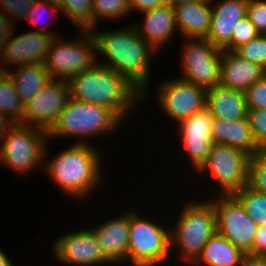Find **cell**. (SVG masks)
I'll list each match as a JSON object with an SVG mask.
<instances>
[{"mask_svg": "<svg viewBox=\"0 0 266 266\" xmlns=\"http://www.w3.org/2000/svg\"><path fill=\"white\" fill-rule=\"evenodd\" d=\"M95 30L98 29L92 28L90 32L96 42V51L103 55L102 58L105 56V59H108L105 61L98 59L97 64L124 76L142 93V100H146L151 56L157 51L143 40L134 24L112 31Z\"/></svg>", "mask_w": 266, "mask_h": 266, "instance_id": "6da1fadb", "label": "cell"}, {"mask_svg": "<svg viewBox=\"0 0 266 266\" xmlns=\"http://www.w3.org/2000/svg\"><path fill=\"white\" fill-rule=\"evenodd\" d=\"M48 144L44 150V171L53 183L60 187L62 193L70 198L84 199L90 197L98 184L103 182V163L99 151L85 143H73L52 158H48ZM98 151V152H97ZM50 159L49 161H45ZM46 168V169H45ZM86 196V197H85Z\"/></svg>", "mask_w": 266, "mask_h": 266, "instance_id": "7a4b0ae2", "label": "cell"}, {"mask_svg": "<svg viewBox=\"0 0 266 266\" xmlns=\"http://www.w3.org/2000/svg\"><path fill=\"white\" fill-rule=\"evenodd\" d=\"M68 83L73 100L109 108L121 119L128 116L136 101H142V93L124 76L99 64L72 76Z\"/></svg>", "mask_w": 266, "mask_h": 266, "instance_id": "3957f363", "label": "cell"}, {"mask_svg": "<svg viewBox=\"0 0 266 266\" xmlns=\"http://www.w3.org/2000/svg\"><path fill=\"white\" fill-rule=\"evenodd\" d=\"M190 200L186 201L175 227L170 230L171 253L179 247V258L188 265L197 260L203 246L217 232L216 212L210 199Z\"/></svg>", "mask_w": 266, "mask_h": 266, "instance_id": "277c9868", "label": "cell"}, {"mask_svg": "<svg viewBox=\"0 0 266 266\" xmlns=\"http://www.w3.org/2000/svg\"><path fill=\"white\" fill-rule=\"evenodd\" d=\"M122 119L109 108L78 100L69 99L48 134V141L53 137H79L76 143L88 144L89 136H104L121 126ZM121 123V124H120ZM88 136V137H87ZM85 141V142H84Z\"/></svg>", "mask_w": 266, "mask_h": 266, "instance_id": "5b68a950", "label": "cell"}, {"mask_svg": "<svg viewBox=\"0 0 266 266\" xmlns=\"http://www.w3.org/2000/svg\"><path fill=\"white\" fill-rule=\"evenodd\" d=\"M79 31L82 39L64 41L60 37L53 38L44 62L51 79L68 81L77 73L90 70L97 64L94 36L90 30Z\"/></svg>", "mask_w": 266, "mask_h": 266, "instance_id": "8992f818", "label": "cell"}, {"mask_svg": "<svg viewBox=\"0 0 266 266\" xmlns=\"http://www.w3.org/2000/svg\"><path fill=\"white\" fill-rule=\"evenodd\" d=\"M172 257L170 229L158 225L134 209L130 210L129 263L131 266H159Z\"/></svg>", "mask_w": 266, "mask_h": 266, "instance_id": "52a82bcc", "label": "cell"}, {"mask_svg": "<svg viewBox=\"0 0 266 266\" xmlns=\"http://www.w3.org/2000/svg\"><path fill=\"white\" fill-rule=\"evenodd\" d=\"M48 142L45 130L13 124L0 145V165L23 175L40 167Z\"/></svg>", "mask_w": 266, "mask_h": 266, "instance_id": "ba28073f", "label": "cell"}, {"mask_svg": "<svg viewBox=\"0 0 266 266\" xmlns=\"http://www.w3.org/2000/svg\"><path fill=\"white\" fill-rule=\"evenodd\" d=\"M178 78L206 90L220 85L222 49L206 38H183Z\"/></svg>", "mask_w": 266, "mask_h": 266, "instance_id": "9c48e42d", "label": "cell"}, {"mask_svg": "<svg viewBox=\"0 0 266 266\" xmlns=\"http://www.w3.org/2000/svg\"><path fill=\"white\" fill-rule=\"evenodd\" d=\"M250 157L237 147L214 143L206 162L197 173L202 176L211 173L215 183L218 182L217 186H220L218 195H232L248 184Z\"/></svg>", "mask_w": 266, "mask_h": 266, "instance_id": "30bf717a", "label": "cell"}, {"mask_svg": "<svg viewBox=\"0 0 266 266\" xmlns=\"http://www.w3.org/2000/svg\"><path fill=\"white\" fill-rule=\"evenodd\" d=\"M214 198L210 201L216 212L217 232L244 254H250L257 223L232 195H219Z\"/></svg>", "mask_w": 266, "mask_h": 266, "instance_id": "8fae6325", "label": "cell"}, {"mask_svg": "<svg viewBox=\"0 0 266 266\" xmlns=\"http://www.w3.org/2000/svg\"><path fill=\"white\" fill-rule=\"evenodd\" d=\"M70 98L68 81L51 79L31 100L24 104V115L20 124L36 127L48 133Z\"/></svg>", "mask_w": 266, "mask_h": 266, "instance_id": "7c38bea8", "label": "cell"}, {"mask_svg": "<svg viewBox=\"0 0 266 266\" xmlns=\"http://www.w3.org/2000/svg\"><path fill=\"white\" fill-rule=\"evenodd\" d=\"M162 83V84H161ZM158 86L159 107L175 123L190 117L206 106V89L180 78L165 79Z\"/></svg>", "mask_w": 266, "mask_h": 266, "instance_id": "4fadbf2b", "label": "cell"}, {"mask_svg": "<svg viewBox=\"0 0 266 266\" xmlns=\"http://www.w3.org/2000/svg\"><path fill=\"white\" fill-rule=\"evenodd\" d=\"M53 253L61 263L73 266H109L111 263L105 258L95 233L91 229L74 230L53 243Z\"/></svg>", "mask_w": 266, "mask_h": 266, "instance_id": "5bb4252c", "label": "cell"}, {"mask_svg": "<svg viewBox=\"0 0 266 266\" xmlns=\"http://www.w3.org/2000/svg\"><path fill=\"white\" fill-rule=\"evenodd\" d=\"M213 117L205 106L190 117L178 123L180 143L187 150L192 167L197 172L206 162L214 145L212 139L211 123Z\"/></svg>", "mask_w": 266, "mask_h": 266, "instance_id": "9a60e30c", "label": "cell"}, {"mask_svg": "<svg viewBox=\"0 0 266 266\" xmlns=\"http://www.w3.org/2000/svg\"><path fill=\"white\" fill-rule=\"evenodd\" d=\"M14 32L13 30L0 56V72H6L4 66L7 65L11 67L31 63L44 64L54 37L45 32L28 31L18 36H15Z\"/></svg>", "mask_w": 266, "mask_h": 266, "instance_id": "2e32d148", "label": "cell"}, {"mask_svg": "<svg viewBox=\"0 0 266 266\" xmlns=\"http://www.w3.org/2000/svg\"><path fill=\"white\" fill-rule=\"evenodd\" d=\"M105 258L114 266L129 261L130 211L91 227ZM127 262V263H126Z\"/></svg>", "mask_w": 266, "mask_h": 266, "instance_id": "e0dca14e", "label": "cell"}, {"mask_svg": "<svg viewBox=\"0 0 266 266\" xmlns=\"http://www.w3.org/2000/svg\"><path fill=\"white\" fill-rule=\"evenodd\" d=\"M142 21L134 22L140 36L157 53L160 48L170 43V39L178 31L174 7L169 3L141 12ZM141 22V23H140ZM142 24V25H141Z\"/></svg>", "mask_w": 266, "mask_h": 266, "instance_id": "ac0fdd59", "label": "cell"}, {"mask_svg": "<svg viewBox=\"0 0 266 266\" xmlns=\"http://www.w3.org/2000/svg\"><path fill=\"white\" fill-rule=\"evenodd\" d=\"M248 0H223L211 6V23L208 39L223 49L230 41L236 23L247 15ZM214 5V7H213Z\"/></svg>", "mask_w": 266, "mask_h": 266, "instance_id": "d6986e66", "label": "cell"}, {"mask_svg": "<svg viewBox=\"0 0 266 266\" xmlns=\"http://www.w3.org/2000/svg\"><path fill=\"white\" fill-rule=\"evenodd\" d=\"M220 85L245 92L266 71L251 61H247L236 51L223 50L221 54Z\"/></svg>", "mask_w": 266, "mask_h": 266, "instance_id": "ffe728a7", "label": "cell"}, {"mask_svg": "<svg viewBox=\"0 0 266 266\" xmlns=\"http://www.w3.org/2000/svg\"><path fill=\"white\" fill-rule=\"evenodd\" d=\"M213 0H198L174 7L176 24L185 38H207Z\"/></svg>", "mask_w": 266, "mask_h": 266, "instance_id": "44dd1931", "label": "cell"}, {"mask_svg": "<svg viewBox=\"0 0 266 266\" xmlns=\"http://www.w3.org/2000/svg\"><path fill=\"white\" fill-rule=\"evenodd\" d=\"M206 107L213 118L234 121L247 117L245 92L221 85L206 90Z\"/></svg>", "mask_w": 266, "mask_h": 266, "instance_id": "7402d4cb", "label": "cell"}, {"mask_svg": "<svg viewBox=\"0 0 266 266\" xmlns=\"http://www.w3.org/2000/svg\"><path fill=\"white\" fill-rule=\"evenodd\" d=\"M211 131L214 143L237 147L250 156L260 151L253 140L248 117L234 121L213 118Z\"/></svg>", "mask_w": 266, "mask_h": 266, "instance_id": "603a6c76", "label": "cell"}, {"mask_svg": "<svg viewBox=\"0 0 266 266\" xmlns=\"http://www.w3.org/2000/svg\"><path fill=\"white\" fill-rule=\"evenodd\" d=\"M16 67L15 71H11V69L9 71V67L6 68V73L13 80L20 100L23 104H26L51 78L44 64L41 63H31Z\"/></svg>", "mask_w": 266, "mask_h": 266, "instance_id": "cb8c5ba5", "label": "cell"}, {"mask_svg": "<svg viewBox=\"0 0 266 266\" xmlns=\"http://www.w3.org/2000/svg\"><path fill=\"white\" fill-rule=\"evenodd\" d=\"M244 256L241 250L215 232L203 246L200 256L192 265L240 266Z\"/></svg>", "mask_w": 266, "mask_h": 266, "instance_id": "d4e9b609", "label": "cell"}, {"mask_svg": "<svg viewBox=\"0 0 266 266\" xmlns=\"http://www.w3.org/2000/svg\"><path fill=\"white\" fill-rule=\"evenodd\" d=\"M24 106L13 80L6 72H0V114L13 124H20L24 115Z\"/></svg>", "mask_w": 266, "mask_h": 266, "instance_id": "484cf974", "label": "cell"}, {"mask_svg": "<svg viewBox=\"0 0 266 266\" xmlns=\"http://www.w3.org/2000/svg\"><path fill=\"white\" fill-rule=\"evenodd\" d=\"M232 196L258 226H266V194L246 184L241 190L233 193Z\"/></svg>", "mask_w": 266, "mask_h": 266, "instance_id": "4316f807", "label": "cell"}, {"mask_svg": "<svg viewBox=\"0 0 266 266\" xmlns=\"http://www.w3.org/2000/svg\"><path fill=\"white\" fill-rule=\"evenodd\" d=\"M93 0H62L59 8L60 15L66 16L72 25L79 29L93 28Z\"/></svg>", "mask_w": 266, "mask_h": 266, "instance_id": "83f0119b", "label": "cell"}, {"mask_svg": "<svg viewBox=\"0 0 266 266\" xmlns=\"http://www.w3.org/2000/svg\"><path fill=\"white\" fill-rule=\"evenodd\" d=\"M93 28H97L98 20H119L130 14L129 0H93ZM118 18V19H117Z\"/></svg>", "mask_w": 266, "mask_h": 266, "instance_id": "f1b7e54d", "label": "cell"}, {"mask_svg": "<svg viewBox=\"0 0 266 266\" xmlns=\"http://www.w3.org/2000/svg\"><path fill=\"white\" fill-rule=\"evenodd\" d=\"M248 185L266 194V150H260L250 157Z\"/></svg>", "mask_w": 266, "mask_h": 266, "instance_id": "f546056e", "label": "cell"}, {"mask_svg": "<svg viewBox=\"0 0 266 266\" xmlns=\"http://www.w3.org/2000/svg\"><path fill=\"white\" fill-rule=\"evenodd\" d=\"M236 52L266 71V35L259 34L247 44L239 47Z\"/></svg>", "mask_w": 266, "mask_h": 266, "instance_id": "4dcf8cb0", "label": "cell"}, {"mask_svg": "<svg viewBox=\"0 0 266 266\" xmlns=\"http://www.w3.org/2000/svg\"><path fill=\"white\" fill-rule=\"evenodd\" d=\"M258 35L259 32L246 15L234 26L231 41L223 48V50L236 51L239 47L247 44L250 40L256 38Z\"/></svg>", "mask_w": 266, "mask_h": 266, "instance_id": "1f68e13d", "label": "cell"}, {"mask_svg": "<svg viewBox=\"0 0 266 266\" xmlns=\"http://www.w3.org/2000/svg\"><path fill=\"white\" fill-rule=\"evenodd\" d=\"M252 137L260 150H266V110L248 109Z\"/></svg>", "mask_w": 266, "mask_h": 266, "instance_id": "d6a6232c", "label": "cell"}, {"mask_svg": "<svg viewBox=\"0 0 266 266\" xmlns=\"http://www.w3.org/2000/svg\"><path fill=\"white\" fill-rule=\"evenodd\" d=\"M47 9V10H46ZM44 13H55V12H60V8L56 5L53 4H49L48 2L44 1V0H35V2L32 5L31 10L27 13L26 17L24 20L28 21L31 23L32 27L35 26L37 28H35V30L32 31H37V32H45L51 36L58 37L54 31H48L45 30L43 31V28H41V25L43 24L42 22V17L44 16ZM49 11V12H48ZM43 15V16H42ZM44 21V20H43ZM46 22V21H45ZM50 22V21H49ZM45 24V23H44ZM48 23H46L47 26ZM43 26V25H42Z\"/></svg>", "mask_w": 266, "mask_h": 266, "instance_id": "836d02e7", "label": "cell"}, {"mask_svg": "<svg viewBox=\"0 0 266 266\" xmlns=\"http://www.w3.org/2000/svg\"><path fill=\"white\" fill-rule=\"evenodd\" d=\"M248 109L266 110V74L245 91Z\"/></svg>", "mask_w": 266, "mask_h": 266, "instance_id": "e575fe53", "label": "cell"}, {"mask_svg": "<svg viewBox=\"0 0 266 266\" xmlns=\"http://www.w3.org/2000/svg\"><path fill=\"white\" fill-rule=\"evenodd\" d=\"M34 2L35 0H0V11L10 21L12 18L24 20Z\"/></svg>", "mask_w": 266, "mask_h": 266, "instance_id": "d590c367", "label": "cell"}, {"mask_svg": "<svg viewBox=\"0 0 266 266\" xmlns=\"http://www.w3.org/2000/svg\"><path fill=\"white\" fill-rule=\"evenodd\" d=\"M247 16L259 34L266 35V0H248Z\"/></svg>", "mask_w": 266, "mask_h": 266, "instance_id": "8d00e7d4", "label": "cell"}, {"mask_svg": "<svg viewBox=\"0 0 266 266\" xmlns=\"http://www.w3.org/2000/svg\"><path fill=\"white\" fill-rule=\"evenodd\" d=\"M250 255L266 256V226H258Z\"/></svg>", "mask_w": 266, "mask_h": 266, "instance_id": "74e56055", "label": "cell"}, {"mask_svg": "<svg viewBox=\"0 0 266 266\" xmlns=\"http://www.w3.org/2000/svg\"><path fill=\"white\" fill-rule=\"evenodd\" d=\"M7 19V17L0 11V56L5 50L6 43L11 36L13 30H15V23ZM14 24V25H13Z\"/></svg>", "mask_w": 266, "mask_h": 266, "instance_id": "f35d334b", "label": "cell"}, {"mask_svg": "<svg viewBox=\"0 0 266 266\" xmlns=\"http://www.w3.org/2000/svg\"><path fill=\"white\" fill-rule=\"evenodd\" d=\"M167 3L168 0H129L131 11L138 10L140 13Z\"/></svg>", "mask_w": 266, "mask_h": 266, "instance_id": "ab89813d", "label": "cell"}, {"mask_svg": "<svg viewBox=\"0 0 266 266\" xmlns=\"http://www.w3.org/2000/svg\"><path fill=\"white\" fill-rule=\"evenodd\" d=\"M240 266H266V256L245 254Z\"/></svg>", "mask_w": 266, "mask_h": 266, "instance_id": "60d3db41", "label": "cell"}, {"mask_svg": "<svg viewBox=\"0 0 266 266\" xmlns=\"http://www.w3.org/2000/svg\"><path fill=\"white\" fill-rule=\"evenodd\" d=\"M13 126V123L0 114V143H2L8 130Z\"/></svg>", "mask_w": 266, "mask_h": 266, "instance_id": "b9f144b4", "label": "cell"}, {"mask_svg": "<svg viewBox=\"0 0 266 266\" xmlns=\"http://www.w3.org/2000/svg\"><path fill=\"white\" fill-rule=\"evenodd\" d=\"M0 266H13V263L2 249H0Z\"/></svg>", "mask_w": 266, "mask_h": 266, "instance_id": "7bdbcfd3", "label": "cell"}, {"mask_svg": "<svg viewBox=\"0 0 266 266\" xmlns=\"http://www.w3.org/2000/svg\"><path fill=\"white\" fill-rule=\"evenodd\" d=\"M195 1H198V0H168V3L175 7V6H178L180 4H184V3H191V2H195Z\"/></svg>", "mask_w": 266, "mask_h": 266, "instance_id": "ee69618b", "label": "cell"}, {"mask_svg": "<svg viewBox=\"0 0 266 266\" xmlns=\"http://www.w3.org/2000/svg\"><path fill=\"white\" fill-rule=\"evenodd\" d=\"M46 2H48L49 4H53V5H56V6H60L62 0H44Z\"/></svg>", "mask_w": 266, "mask_h": 266, "instance_id": "f6af8a7d", "label": "cell"}]
</instances>
